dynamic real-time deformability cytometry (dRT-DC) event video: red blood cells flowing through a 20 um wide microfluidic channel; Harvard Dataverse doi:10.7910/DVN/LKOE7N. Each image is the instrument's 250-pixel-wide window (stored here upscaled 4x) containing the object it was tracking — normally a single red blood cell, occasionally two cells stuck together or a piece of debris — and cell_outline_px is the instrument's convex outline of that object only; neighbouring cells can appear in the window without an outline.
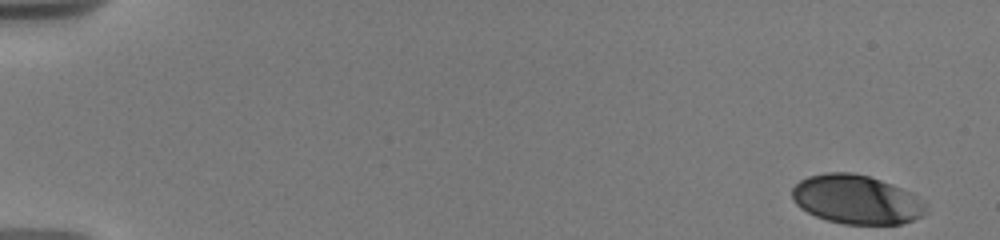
{"species": "human", "species_latin": "Homo sapiens", "temperature_condition": "warm", "stored_images_in_passage": 52, "camera_frame_rate_fps": 3000, "um_per_image_px": 0.085, "donor": {"sex": "male"}, "frame": {"image": 1, "passage_image": 1, "time_ms": 0.0, "image_size_px": [1000, 240], "cell_outline_px": [[928, 212], [912, 220], [900, 224], [844, 224], [828, 220], [816, 216], [800, 208], [792, 200], [792, 188], [800, 180], [808, 176], [824, 172], [852, 172], [868, 176], [892, 184], [912, 192], [924, 204]], "centroid_in_image_um": [72.77, 16.95], "position_along_channel_um": 12.2, "area_um2": 38.21}}
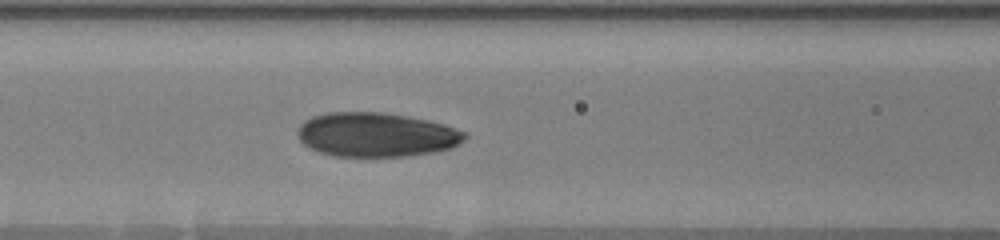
{"frame": {"image": 2, "passage_image": 24, "time_ms": 7.667, "image_size_px": [1000, 240], "cell_outline_px": [[468, 136], [460, 144], [452, 148], [432, 152], [408, 156], [332, 156], [320, 152], [304, 144], [300, 140], [296, 132], [300, 124], [304, 120], [312, 116], [324, 112], [384, 112], [408, 116], [428, 120], [444, 124], [468, 132]], "centroid_in_image_um": [32.0, 11.44], "position_along_channel_um": 134.6, "area_um2": 43.47}}
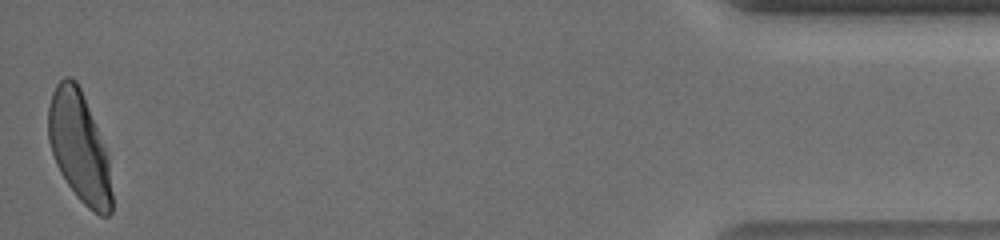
{"frame": {"image": 3, "passage_image": 52, "time_ms": 17.667, "image_size_px": [1000, 240], "cell_outline_px": [[112, 212], [108, 216], [100, 216], [88, 208], [80, 200], [68, 184], [60, 172], [56, 164], [48, 140], [48, 104], [52, 92], [56, 84], [64, 76], [72, 76], [76, 80], [80, 88], [108, 156], [112, 192]], "centroid_in_image_um": [6.72, 12.5], "position_along_channel_um": 428.5, "area_um2": 40.63}, "authors_computed_cell_mechanics": {"area_um2": 42.2229, "velocity_mm_per_s": 3.6924, "shape_relaxation_time_tau1_ms": 5.1639, "shape_relaxation_time_tau2_ms": 0.8058, "deformation_change_tau1": 0.1909, "deformation_change_tau2": 0.0566}}